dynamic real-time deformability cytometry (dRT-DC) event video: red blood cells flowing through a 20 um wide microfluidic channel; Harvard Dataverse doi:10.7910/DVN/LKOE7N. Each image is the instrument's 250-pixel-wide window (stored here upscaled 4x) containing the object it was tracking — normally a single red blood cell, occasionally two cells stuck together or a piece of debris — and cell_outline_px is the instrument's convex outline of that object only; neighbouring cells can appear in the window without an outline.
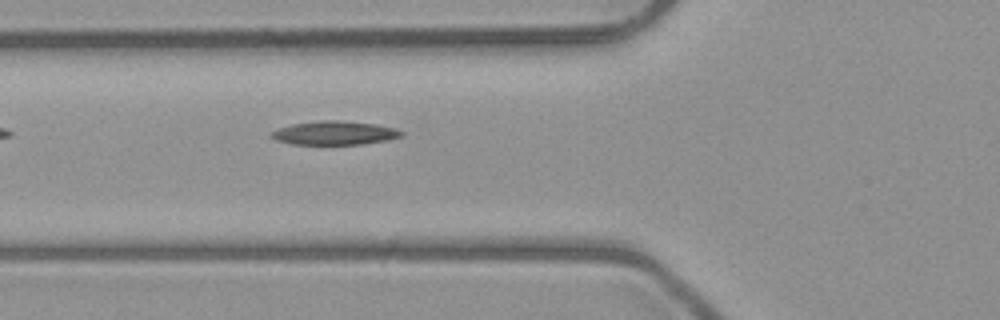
{"species": "common noctule bat (a hibernating species)", "species_latin": "Nyctalus noctula", "temperature_condition": "room temperature", "stored_images_in_passage": 3, "camera_frame_rate_fps": 3000, "um_per_image_px": 0.085, "animal": {"sex": "male", "body_mass_g": 23.1, "forearm_length_mm": 52.7}, "frame": {"image": 1, "passage_image": 3, "time_ms": 2.667, "image_size_px": [1000, 320], "cell_outline_px": [[404, 136], [384, 140], [360, 144], [292, 144], [276, 140], [268, 136], [272, 132], [280, 128], [292, 124], [320, 120], [340, 120], [376, 124], [396, 128], [404, 132]], "centroid_in_image_um": [28.45, 11.29], "position_along_channel_um": 97.4, "area_um2": 17.92}}